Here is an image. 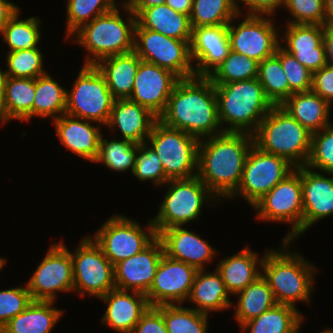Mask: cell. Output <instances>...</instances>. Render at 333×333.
I'll list each match as a JSON object with an SVG mask.
<instances>
[{"mask_svg": "<svg viewBox=\"0 0 333 333\" xmlns=\"http://www.w3.org/2000/svg\"><path fill=\"white\" fill-rule=\"evenodd\" d=\"M283 8L292 16L285 24L325 25L324 0H284Z\"/></svg>", "mask_w": 333, "mask_h": 333, "instance_id": "7dc6e473", "label": "cell"}, {"mask_svg": "<svg viewBox=\"0 0 333 333\" xmlns=\"http://www.w3.org/2000/svg\"><path fill=\"white\" fill-rule=\"evenodd\" d=\"M165 3V0H132L128 5L130 8H145Z\"/></svg>", "mask_w": 333, "mask_h": 333, "instance_id": "680465c9", "label": "cell"}, {"mask_svg": "<svg viewBox=\"0 0 333 333\" xmlns=\"http://www.w3.org/2000/svg\"><path fill=\"white\" fill-rule=\"evenodd\" d=\"M257 79L273 105H281L293 94L280 59L276 55L259 62Z\"/></svg>", "mask_w": 333, "mask_h": 333, "instance_id": "74e56055", "label": "cell"}, {"mask_svg": "<svg viewBox=\"0 0 333 333\" xmlns=\"http://www.w3.org/2000/svg\"><path fill=\"white\" fill-rule=\"evenodd\" d=\"M32 301L26 284L24 287L0 290V329L23 312Z\"/></svg>", "mask_w": 333, "mask_h": 333, "instance_id": "681fc988", "label": "cell"}, {"mask_svg": "<svg viewBox=\"0 0 333 333\" xmlns=\"http://www.w3.org/2000/svg\"><path fill=\"white\" fill-rule=\"evenodd\" d=\"M285 51L293 55L296 60H298L312 73L327 65L324 41L318 47L313 49Z\"/></svg>", "mask_w": 333, "mask_h": 333, "instance_id": "f907efd6", "label": "cell"}, {"mask_svg": "<svg viewBox=\"0 0 333 333\" xmlns=\"http://www.w3.org/2000/svg\"><path fill=\"white\" fill-rule=\"evenodd\" d=\"M214 87L218 102V118L224 132L253 134L274 106L266 97L257 78L214 84Z\"/></svg>", "mask_w": 333, "mask_h": 333, "instance_id": "277c9868", "label": "cell"}, {"mask_svg": "<svg viewBox=\"0 0 333 333\" xmlns=\"http://www.w3.org/2000/svg\"><path fill=\"white\" fill-rule=\"evenodd\" d=\"M241 16L238 14L228 24L231 50L258 62L275 55L281 44L275 19L271 16L246 15L241 23L235 25V20Z\"/></svg>", "mask_w": 333, "mask_h": 333, "instance_id": "2e32d148", "label": "cell"}, {"mask_svg": "<svg viewBox=\"0 0 333 333\" xmlns=\"http://www.w3.org/2000/svg\"><path fill=\"white\" fill-rule=\"evenodd\" d=\"M199 142L196 137L167 127L159 120L146 140L161 160L167 180L197 175Z\"/></svg>", "mask_w": 333, "mask_h": 333, "instance_id": "9c48e42d", "label": "cell"}, {"mask_svg": "<svg viewBox=\"0 0 333 333\" xmlns=\"http://www.w3.org/2000/svg\"><path fill=\"white\" fill-rule=\"evenodd\" d=\"M132 333H168L162 312L157 307H149Z\"/></svg>", "mask_w": 333, "mask_h": 333, "instance_id": "f5cc1de1", "label": "cell"}, {"mask_svg": "<svg viewBox=\"0 0 333 333\" xmlns=\"http://www.w3.org/2000/svg\"><path fill=\"white\" fill-rule=\"evenodd\" d=\"M259 62L230 50L225 60L208 76L213 84H227L257 78Z\"/></svg>", "mask_w": 333, "mask_h": 333, "instance_id": "b9f144b4", "label": "cell"}, {"mask_svg": "<svg viewBox=\"0 0 333 333\" xmlns=\"http://www.w3.org/2000/svg\"><path fill=\"white\" fill-rule=\"evenodd\" d=\"M158 117L137 102L127 99H115L106 126L118 129L121 139L136 144L146 143Z\"/></svg>", "mask_w": 333, "mask_h": 333, "instance_id": "cb8c5ba5", "label": "cell"}, {"mask_svg": "<svg viewBox=\"0 0 333 333\" xmlns=\"http://www.w3.org/2000/svg\"><path fill=\"white\" fill-rule=\"evenodd\" d=\"M324 44L327 65L333 66V25H325L324 27Z\"/></svg>", "mask_w": 333, "mask_h": 333, "instance_id": "9f6ffc18", "label": "cell"}, {"mask_svg": "<svg viewBox=\"0 0 333 333\" xmlns=\"http://www.w3.org/2000/svg\"><path fill=\"white\" fill-rule=\"evenodd\" d=\"M295 167L286 159L262 151L254 144L245 160L240 184L230 197L242 196L251 207Z\"/></svg>", "mask_w": 333, "mask_h": 333, "instance_id": "5bb4252c", "label": "cell"}, {"mask_svg": "<svg viewBox=\"0 0 333 333\" xmlns=\"http://www.w3.org/2000/svg\"><path fill=\"white\" fill-rule=\"evenodd\" d=\"M264 254L259 257L249 246L232 256L222 259L216 270L221 274L226 290L236 295L262 275Z\"/></svg>", "mask_w": 333, "mask_h": 333, "instance_id": "484cf974", "label": "cell"}, {"mask_svg": "<svg viewBox=\"0 0 333 333\" xmlns=\"http://www.w3.org/2000/svg\"><path fill=\"white\" fill-rule=\"evenodd\" d=\"M165 184L168 189L159 204L158 214L151 218L156 234L161 230L185 226L198 220L205 203L210 200L217 202V198L197 175L186 179L168 180Z\"/></svg>", "mask_w": 333, "mask_h": 333, "instance_id": "52a82bcc", "label": "cell"}, {"mask_svg": "<svg viewBox=\"0 0 333 333\" xmlns=\"http://www.w3.org/2000/svg\"><path fill=\"white\" fill-rule=\"evenodd\" d=\"M280 44L284 50H306L318 47L324 41L325 25L316 24H285ZM284 46V47H283Z\"/></svg>", "mask_w": 333, "mask_h": 333, "instance_id": "ee69618b", "label": "cell"}, {"mask_svg": "<svg viewBox=\"0 0 333 333\" xmlns=\"http://www.w3.org/2000/svg\"><path fill=\"white\" fill-rule=\"evenodd\" d=\"M10 120L4 105V92H0V123L4 125Z\"/></svg>", "mask_w": 333, "mask_h": 333, "instance_id": "94428289", "label": "cell"}, {"mask_svg": "<svg viewBox=\"0 0 333 333\" xmlns=\"http://www.w3.org/2000/svg\"><path fill=\"white\" fill-rule=\"evenodd\" d=\"M190 40H179L142 28L134 30V52L143 61L170 70L180 79L195 76L190 55Z\"/></svg>", "mask_w": 333, "mask_h": 333, "instance_id": "7c38bea8", "label": "cell"}, {"mask_svg": "<svg viewBox=\"0 0 333 333\" xmlns=\"http://www.w3.org/2000/svg\"><path fill=\"white\" fill-rule=\"evenodd\" d=\"M99 300L107 303L101 322L117 333H132L141 316L150 307L145 294L116 288Z\"/></svg>", "mask_w": 333, "mask_h": 333, "instance_id": "603a6c76", "label": "cell"}, {"mask_svg": "<svg viewBox=\"0 0 333 333\" xmlns=\"http://www.w3.org/2000/svg\"><path fill=\"white\" fill-rule=\"evenodd\" d=\"M43 54L39 47L31 50L7 52L6 77L34 78L47 73L44 69Z\"/></svg>", "mask_w": 333, "mask_h": 333, "instance_id": "7bdbcfd3", "label": "cell"}, {"mask_svg": "<svg viewBox=\"0 0 333 333\" xmlns=\"http://www.w3.org/2000/svg\"><path fill=\"white\" fill-rule=\"evenodd\" d=\"M158 120L201 140L223 133L214 84L206 76L180 79Z\"/></svg>", "mask_w": 333, "mask_h": 333, "instance_id": "6da1fadb", "label": "cell"}, {"mask_svg": "<svg viewBox=\"0 0 333 333\" xmlns=\"http://www.w3.org/2000/svg\"><path fill=\"white\" fill-rule=\"evenodd\" d=\"M235 320L241 326L277 304L267 280L261 275L245 289L236 294Z\"/></svg>", "mask_w": 333, "mask_h": 333, "instance_id": "d6a6232c", "label": "cell"}, {"mask_svg": "<svg viewBox=\"0 0 333 333\" xmlns=\"http://www.w3.org/2000/svg\"><path fill=\"white\" fill-rule=\"evenodd\" d=\"M35 79L6 77L4 105L11 120L30 121L33 118Z\"/></svg>", "mask_w": 333, "mask_h": 333, "instance_id": "e575fe53", "label": "cell"}, {"mask_svg": "<svg viewBox=\"0 0 333 333\" xmlns=\"http://www.w3.org/2000/svg\"><path fill=\"white\" fill-rule=\"evenodd\" d=\"M300 327L294 333H300Z\"/></svg>", "mask_w": 333, "mask_h": 333, "instance_id": "003e7915", "label": "cell"}, {"mask_svg": "<svg viewBox=\"0 0 333 333\" xmlns=\"http://www.w3.org/2000/svg\"><path fill=\"white\" fill-rule=\"evenodd\" d=\"M157 237L161 240L167 257L183 261L198 270L205 269V264L210 263L217 254L207 241L183 226L161 230Z\"/></svg>", "mask_w": 333, "mask_h": 333, "instance_id": "7402d4cb", "label": "cell"}, {"mask_svg": "<svg viewBox=\"0 0 333 333\" xmlns=\"http://www.w3.org/2000/svg\"><path fill=\"white\" fill-rule=\"evenodd\" d=\"M326 22L325 25H333V0H324Z\"/></svg>", "mask_w": 333, "mask_h": 333, "instance_id": "91938a15", "label": "cell"}, {"mask_svg": "<svg viewBox=\"0 0 333 333\" xmlns=\"http://www.w3.org/2000/svg\"><path fill=\"white\" fill-rule=\"evenodd\" d=\"M64 310L54 307V301H32L1 329V333H51Z\"/></svg>", "mask_w": 333, "mask_h": 333, "instance_id": "4dcf8cb0", "label": "cell"}, {"mask_svg": "<svg viewBox=\"0 0 333 333\" xmlns=\"http://www.w3.org/2000/svg\"><path fill=\"white\" fill-rule=\"evenodd\" d=\"M121 6L123 12H128L127 22L117 6L84 24L72 35L74 42L88 51L83 65H95L102 58L134 51L136 15L128 4Z\"/></svg>", "mask_w": 333, "mask_h": 333, "instance_id": "5b68a950", "label": "cell"}, {"mask_svg": "<svg viewBox=\"0 0 333 333\" xmlns=\"http://www.w3.org/2000/svg\"><path fill=\"white\" fill-rule=\"evenodd\" d=\"M259 220L291 224L283 241L294 242L302 235L303 197L301 167L295 168L253 206Z\"/></svg>", "mask_w": 333, "mask_h": 333, "instance_id": "30bf717a", "label": "cell"}, {"mask_svg": "<svg viewBox=\"0 0 333 333\" xmlns=\"http://www.w3.org/2000/svg\"><path fill=\"white\" fill-rule=\"evenodd\" d=\"M140 223L123 215H112L92 236L104 255L115 265L146 248L156 237L154 225L148 220L145 230Z\"/></svg>", "mask_w": 333, "mask_h": 333, "instance_id": "8fae6325", "label": "cell"}, {"mask_svg": "<svg viewBox=\"0 0 333 333\" xmlns=\"http://www.w3.org/2000/svg\"><path fill=\"white\" fill-rule=\"evenodd\" d=\"M192 28L189 45L195 76L208 77L231 50L228 24Z\"/></svg>", "mask_w": 333, "mask_h": 333, "instance_id": "ffe728a7", "label": "cell"}, {"mask_svg": "<svg viewBox=\"0 0 333 333\" xmlns=\"http://www.w3.org/2000/svg\"><path fill=\"white\" fill-rule=\"evenodd\" d=\"M311 90L333 106V66L325 65L313 72Z\"/></svg>", "mask_w": 333, "mask_h": 333, "instance_id": "816d5d0a", "label": "cell"}, {"mask_svg": "<svg viewBox=\"0 0 333 333\" xmlns=\"http://www.w3.org/2000/svg\"><path fill=\"white\" fill-rule=\"evenodd\" d=\"M281 106L311 133L332 123L331 104L312 90L293 93Z\"/></svg>", "mask_w": 333, "mask_h": 333, "instance_id": "f546056e", "label": "cell"}, {"mask_svg": "<svg viewBox=\"0 0 333 333\" xmlns=\"http://www.w3.org/2000/svg\"><path fill=\"white\" fill-rule=\"evenodd\" d=\"M132 0H126V1H122L120 2L119 4L122 5V4H129Z\"/></svg>", "mask_w": 333, "mask_h": 333, "instance_id": "03108f58", "label": "cell"}, {"mask_svg": "<svg viewBox=\"0 0 333 333\" xmlns=\"http://www.w3.org/2000/svg\"><path fill=\"white\" fill-rule=\"evenodd\" d=\"M163 254L162 242L156 237L141 252L116 263L114 265L116 289L146 295L153 284Z\"/></svg>", "mask_w": 333, "mask_h": 333, "instance_id": "d6986e66", "label": "cell"}, {"mask_svg": "<svg viewBox=\"0 0 333 333\" xmlns=\"http://www.w3.org/2000/svg\"><path fill=\"white\" fill-rule=\"evenodd\" d=\"M304 321L303 314L295 307L276 304L259 316L240 326L242 333H294Z\"/></svg>", "mask_w": 333, "mask_h": 333, "instance_id": "1f68e13d", "label": "cell"}, {"mask_svg": "<svg viewBox=\"0 0 333 333\" xmlns=\"http://www.w3.org/2000/svg\"><path fill=\"white\" fill-rule=\"evenodd\" d=\"M252 135L256 147L286 159L295 168L309 159L312 133L281 105L271 108Z\"/></svg>", "mask_w": 333, "mask_h": 333, "instance_id": "8992f818", "label": "cell"}, {"mask_svg": "<svg viewBox=\"0 0 333 333\" xmlns=\"http://www.w3.org/2000/svg\"><path fill=\"white\" fill-rule=\"evenodd\" d=\"M198 269L163 254L146 297L150 307L184 304L189 298Z\"/></svg>", "mask_w": 333, "mask_h": 333, "instance_id": "e0dca14e", "label": "cell"}, {"mask_svg": "<svg viewBox=\"0 0 333 333\" xmlns=\"http://www.w3.org/2000/svg\"><path fill=\"white\" fill-rule=\"evenodd\" d=\"M6 79L5 71L0 68V92H4V83Z\"/></svg>", "mask_w": 333, "mask_h": 333, "instance_id": "6125c7cd", "label": "cell"}, {"mask_svg": "<svg viewBox=\"0 0 333 333\" xmlns=\"http://www.w3.org/2000/svg\"><path fill=\"white\" fill-rule=\"evenodd\" d=\"M18 7L11 0H0V33L9 20L20 11Z\"/></svg>", "mask_w": 333, "mask_h": 333, "instance_id": "11a10c76", "label": "cell"}, {"mask_svg": "<svg viewBox=\"0 0 333 333\" xmlns=\"http://www.w3.org/2000/svg\"><path fill=\"white\" fill-rule=\"evenodd\" d=\"M115 98L95 65H83L67 89L65 114L106 126Z\"/></svg>", "mask_w": 333, "mask_h": 333, "instance_id": "ba28073f", "label": "cell"}, {"mask_svg": "<svg viewBox=\"0 0 333 333\" xmlns=\"http://www.w3.org/2000/svg\"><path fill=\"white\" fill-rule=\"evenodd\" d=\"M101 134L99 140V153L94 163H103L111 171L125 172L135 167L136 152L139 144L130 140L104 139Z\"/></svg>", "mask_w": 333, "mask_h": 333, "instance_id": "8d00e7d4", "label": "cell"}, {"mask_svg": "<svg viewBox=\"0 0 333 333\" xmlns=\"http://www.w3.org/2000/svg\"><path fill=\"white\" fill-rule=\"evenodd\" d=\"M5 265H6V259L0 257V271H2V269Z\"/></svg>", "mask_w": 333, "mask_h": 333, "instance_id": "be15d7a7", "label": "cell"}, {"mask_svg": "<svg viewBox=\"0 0 333 333\" xmlns=\"http://www.w3.org/2000/svg\"><path fill=\"white\" fill-rule=\"evenodd\" d=\"M168 333H207L208 314L181 304L159 305Z\"/></svg>", "mask_w": 333, "mask_h": 333, "instance_id": "f35d334b", "label": "cell"}, {"mask_svg": "<svg viewBox=\"0 0 333 333\" xmlns=\"http://www.w3.org/2000/svg\"><path fill=\"white\" fill-rule=\"evenodd\" d=\"M179 80L170 70L141 60L129 99L149 109L159 118Z\"/></svg>", "mask_w": 333, "mask_h": 333, "instance_id": "ac0fdd59", "label": "cell"}, {"mask_svg": "<svg viewBox=\"0 0 333 333\" xmlns=\"http://www.w3.org/2000/svg\"><path fill=\"white\" fill-rule=\"evenodd\" d=\"M253 144V135L245 132H223L200 140L197 176L217 200L236 192Z\"/></svg>", "mask_w": 333, "mask_h": 333, "instance_id": "7a4b0ae2", "label": "cell"}, {"mask_svg": "<svg viewBox=\"0 0 333 333\" xmlns=\"http://www.w3.org/2000/svg\"><path fill=\"white\" fill-rule=\"evenodd\" d=\"M132 174L140 181L151 180L155 186L160 187L168 181L161 160L147 143L139 144L137 148Z\"/></svg>", "mask_w": 333, "mask_h": 333, "instance_id": "bcb514c9", "label": "cell"}, {"mask_svg": "<svg viewBox=\"0 0 333 333\" xmlns=\"http://www.w3.org/2000/svg\"><path fill=\"white\" fill-rule=\"evenodd\" d=\"M238 15L235 0H193L192 27L229 24Z\"/></svg>", "mask_w": 333, "mask_h": 333, "instance_id": "ab89813d", "label": "cell"}, {"mask_svg": "<svg viewBox=\"0 0 333 333\" xmlns=\"http://www.w3.org/2000/svg\"><path fill=\"white\" fill-rule=\"evenodd\" d=\"M305 166L326 174L333 173V123L312 133L310 156Z\"/></svg>", "mask_w": 333, "mask_h": 333, "instance_id": "f6af8a7d", "label": "cell"}, {"mask_svg": "<svg viewBox=\"0 0 333 333\" xmlns=\"http://www.w3.org/2000/svg\"><path fill=\"white\" fill-rule=\"evenodd\" d=\"M229 295L216 268L213 272L203 269L198 270L195 276L188 301L196 305L194 310L209 315L210 312L228 310L233 306Z\"/></svg>", "mask_w": 333, "mask_h": 333, "instance_id": "f1b7e54d", "label": "cell"}, {"mask_svg": "<svg viewBox=\"0 0 333 333\" xmlns=\"http://www.w3.org/2000/svg\"><path fill=\"white\" fill-rule=\"evenodd\" d=\"M318 333H333V329L331 328H325L324 330H322L321 332H318Z\"/></svg>", "mask_w": 333, "mask_h": 333, "instance_id": "e7e4bbea", "label": "cell"}, {"mask_svg": "<svg viewBox=\"0 0 333 333\" xmlns=\"http://www.w3.org/2000/svg\"><path fill=\"white\" fill-rule=\"evenodd\" d=\"M140 61L139 56L131 51L102 58L95 64L115 99H127L132 95Z\"/></svg>", "mask_w": 333, "mask_h": 333, "instance_id": "83f0119b", "label": "cell"}, {"mask_svg": "<svg viewBox=\"0 0 333 333\" xmlns=\"http://www.w3.org/2000/svg\"><path fill=\"white\" fill-rule=\"evenodd\" d=\"M67 89L63 88L50 74L35 79L33 117L50 118L51 121L65 114Z\"/></svg>", "mask_w": 333, "mask_h": 333, "instance_id": "836d02e7", "label": "cell"}, {"mask_svg": "<svg viewBox=\"0 0 333 333\" xmlns=\"http://www.w3.org/2000/svg\"><path fill=\"white\" fill-rule=\"evenodd\" d=\"M275 55L280 59L286 74L290 90L293 93L310 91L313 73L302 65L295 57L279 46Z\"/></svg>", "mask_w": 333, "mask_h": 333, "instance_id": "c3c4849f", "label": "cell"}, {"mask_svg": "<svg viewBox=\"0 0 333 333\" xmlns=\"http://www.w3.org/2000/svg\"><path fill=\"white\" fill-rule=\"evenodd\" d=\"M19 16L20 11L9 20L0 33L3 37L2 40L9 46L8 52L31 50L39 47L41 19L33 16L21 20Z\"/></svg>", "mask_w": 333, "mask_h": 333, "instance_id": "d590c367", "label": "cell"}, {"mask_svg": "<svg viewBox=\"0 0 333 333\" xmlns=\"http://www.w3.org/2000/svg\"><path fill=\"white\" fill-rule=\"evenodd\" d=\"M58 138L68 150L77 156L95 162L99 153L101 125L67 114L53 120Z\"/></svg>", "mask_w": 333, "mask_h": 333, "instance_id": "d4e9b609", "label": "cell"}, {"mask_svg": "<svg viewBox=\"0 0 333 333\" xmlns=\"http://www.w3.org/2000/svg\"><path fill=\"white\" fill-rule=\"evenodd\" d=\"M66 38L96 17L112 11L118 5L115 0H66Z\"/></svg>", "mask_w": 333, "mask_h": 333, "instance_id": "60d3db41", "label": "cell"}, {"mask_svg": "<svg viewBox=\"0 0 333 333\" xmlns=\"http://www.w3.org/2000/svg\"><path fill=\"white\" fill-rule=\"evenodd\" d=\"M330 177L307 166L301 167L303 197L302 234L333 214V173Z\"/></svg>", "mask_w": 333, "mask_h": 333, "instance_id": "44dd1931", "label": "cell"}, {"mask_svg": "<svg viewBox=\"0 0 333 333\" xmlns=\"http://www.w3.org/2000/svg\"><path fill=\"white\" fill-rule=\"evenodd\" d=\"M81 240L74 253L71 252L74 291H78L80 297L89 294L100 298L116 288L114 265L90 235Z\"/></svg>", "mask_w": 333, "mask_h": 333, "instance_id": "4fadbf2b", "label": "cell"}, {"mask_svg": "<svg viewBox=\"0 0 333 333\" xmlns=\"http://www.w3.org/2000/svg\"><path fill=\"white\" fill-rule=\"evenodd\" d=\"M33 301H54L58 292L74 291L71 252L60 240L51 244L26 283Z\"/></svg>", "mask_w": 333, "mask_h": 333, "instance_id": "9a60e30c", "label": "cell"}, {"mask_svg": "<svg viewBox=\"0 0 333 333\" xmlns=\"http://www.w3.org/2000/svg\"><path fill=\"white\" fill-rule=\"evenodd\" d=\"M240 1V2H239ZM243 3L248 10L245 15L273 16L278 8L284 6V0H235L238 14L243 15L239 3Z\"/></svg>", "mask_w": 333, "mask_h": 333, "instance_id": "db71d44e", "label": "cell"}, {"mask_svg": "<svg viewBox=\"0 0 333 333\" xmlns=\"http://www.w3.org/2000/svg\"><path fill=\"white\" fill-rule=\"evenodd\" d=\"M165 4L190 17L193 0H165Z\"/></svg>", "mask_w": 333, "mask_h": 333, "instance_id": "6f0895ef", "label": "cell"}, {"mask_svg": "<svg viewBox=\"0 0 333 333\" xmlns=\"http://www.w3.org/2000/svg\"><path fill=\"white\" fill-rule=\"evenodd\" d=\"M136 22L142 27L167 37L191 40L192 25L190 17L175 11L165 3L145 8H131Z\"/></svg>", "mask_w": 333, "mask_h": 333, "instance_id": "4316f807", "label": "cell"}, {"mask_svg": "<svg viewBox=\"0 0 333 333\" xmlns=\"http://www.w3.org/2000/svg\"><path fill=\"white\" fill-rule=\"evenodd\" d=\"M291 244L292 241H282L280 249L264 251L262 276L269 283L277 304L296 308L295 302L311 301L313 279L318 270L298 251H290Z\"/></svg>", "mask_w": 333, "mask_h": 333, "instance_id": "3957f363", "label": "cell"}]
</instances>
